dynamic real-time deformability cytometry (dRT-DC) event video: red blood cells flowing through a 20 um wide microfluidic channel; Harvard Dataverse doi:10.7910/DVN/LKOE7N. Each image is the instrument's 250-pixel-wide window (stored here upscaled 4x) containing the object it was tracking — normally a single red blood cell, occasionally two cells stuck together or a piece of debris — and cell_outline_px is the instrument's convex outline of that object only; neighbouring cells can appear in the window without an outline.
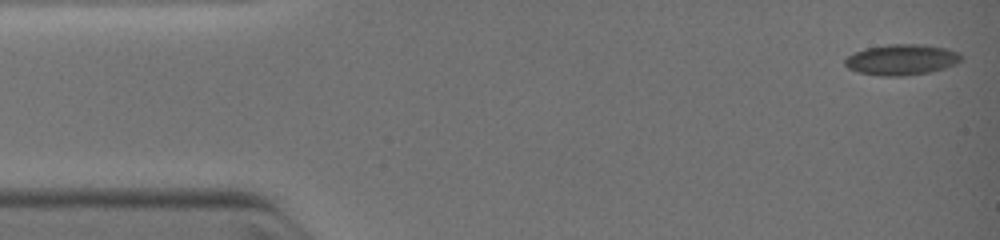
{"species": "common noctule bat (a hibernating species)", "species_latin": "Nyctalus noctula", "temperature_condition": "warm", "stored_images_in_passage": 5, "camera_frame_rate_fps": 3000, "um_per_image_px": 0.085, "animal": {"sex": "female", "body_mass_g": 19.0, "forearm_length_mm": 51.5}, "frame": {"image": 1, "passage_image": 1, "time_ms": 0.0, "image_size_px": [1000, 240], "cell_outline_px": [[964, 56], [956, 64], [944, 68], [928, 72], [900, 76], [884, 76], [856, 72], [848, 68], [844, 64], [844, 60], [852, 52], [864, 48], [888, 44], [920, 44], [948, 48], [960, 52]], "centroid_in_image_um": [76.63, 5.06], "position_along_channel_um": 8.4, "area_um2": 21.04}}
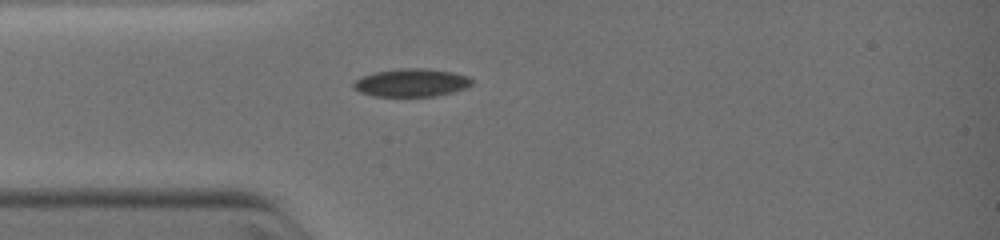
{"frame": {"image": 2, "passage_image": 5, "time_ms": 3.0, "image_size_px": [1000, 240], "cell_outline_px": [[472, 84], [464, 88], [452, 92], [432, 96], [376, 96], [360, 92], [352, 88], [352, 84], [356, 80], [364, 76], [376, 72], [404, 68], [420, 68], [452, 72], [468, 76], [472, 80]], "centroid_in_image_um": [34.96, 7.03], "position_along_channel_um": 50.0, "area_um2": 18.96}}